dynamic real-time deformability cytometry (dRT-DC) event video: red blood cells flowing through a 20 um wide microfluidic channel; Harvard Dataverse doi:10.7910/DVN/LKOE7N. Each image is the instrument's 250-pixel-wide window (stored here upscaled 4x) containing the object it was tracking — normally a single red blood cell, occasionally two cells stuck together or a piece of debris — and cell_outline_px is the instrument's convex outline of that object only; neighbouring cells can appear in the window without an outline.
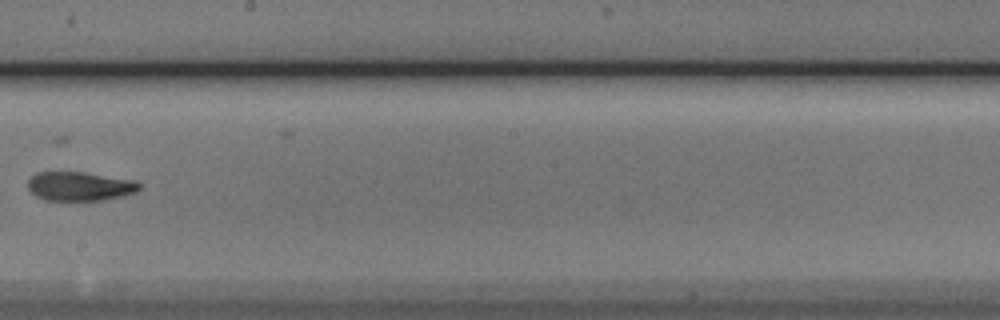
{"species": "Egyptian fruit bat (a non-hibernating species)", "species_latin": "Rousettus aegyptiacus", "temperature_condition": "cold", "stored_images_in_passage": 9, "segment_of_instrument_passage": [2, 2], "camera_frame_rate_fps": 3000, "um_per_image_px": 0.085, "animal": {"sex": "male"}, "frame": {"image": 1, "passage_image": 9, "time_ms": 2.667, "image_size_px": [1000, 320], "cell_outline_px": [[140, 188], [136, 192], [124, 196], [100, 200], [44, 200], [36, 196], [28, 188], [28, 180], [36, 172], [84, 172], [136, 180], [140, 184]], "centroid_in_image_um": [6.79, 15.83], "position_along_channel_um": 241.4, "area_um2": 18.9}}